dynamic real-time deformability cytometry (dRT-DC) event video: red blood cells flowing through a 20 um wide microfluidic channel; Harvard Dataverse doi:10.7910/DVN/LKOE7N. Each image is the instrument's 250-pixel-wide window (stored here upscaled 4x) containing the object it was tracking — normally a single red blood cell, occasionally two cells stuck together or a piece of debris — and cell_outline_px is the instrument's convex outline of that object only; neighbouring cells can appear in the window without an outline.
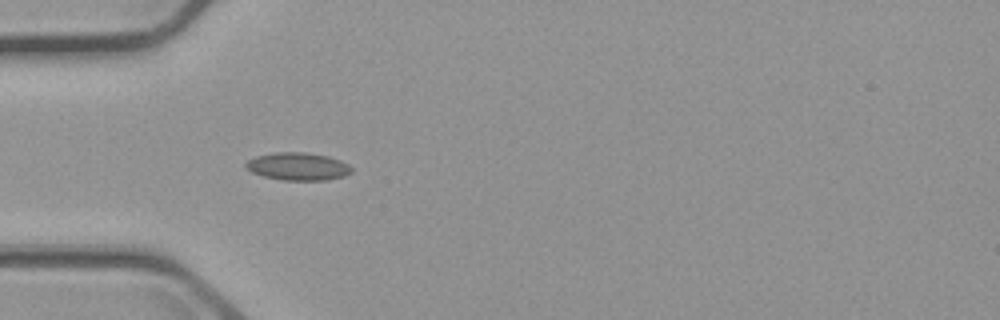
{"species": "common noctule bat (a hibernating species)", "species_latin": "Nyctalus noctula", "temperature_condition": "cold", "stored_images_in_passage": 5, "camera_frame_rate_fps": 3000, "um_per_image_px": 0.085, "animal": {"sex": "male", "body_mass_g": 23.1, "forearm_length_mm": 52.7}, "frame": {"image": 1, "passage_image": 4, "time_ms": 3.667, "image_size_px": [1000, 320], "cell_outline_px": [[352, 172], [344, 176], [328, 180], [284, 180], [264, 176], [252, 172], [244, 168], [244, 164], [248, 160], [256, 156], [276, 152], [304, 152], [328, 156], [340, 160], [348, 164], [352, 168]], "centroid_in_image_um": [25.32, 14.14], "position_along_channel_um": 59.7, "area_um2": 17.11}}
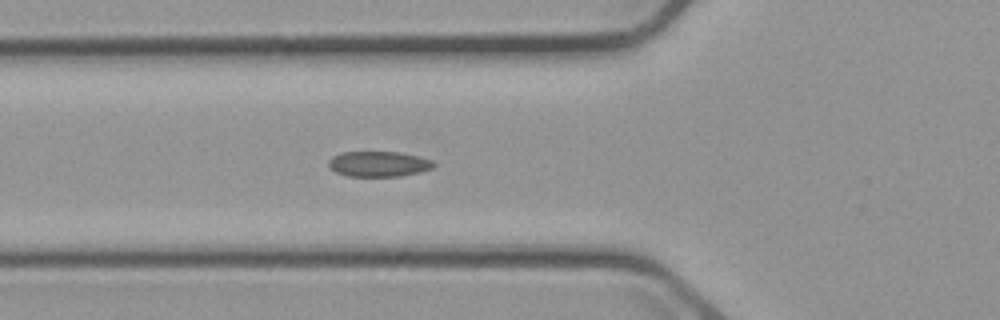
{"frame": {"image": 2, "passage_image": 5, "time_ms": 4.667, "image_size_px": [1000, 320], "cell_outline_px": [[436, 164], [432, 168], [420, 172], [400, 176], [348, 176], [336, 172], [328, 164], [328, 160], [332, 156], [340, 152], [396, 152], [416, 156], [432, 160]], "centroid_in_image_um": [32.17, 13.93], "position_along_channel_um": 93.6, "area_um2": 15.43}}